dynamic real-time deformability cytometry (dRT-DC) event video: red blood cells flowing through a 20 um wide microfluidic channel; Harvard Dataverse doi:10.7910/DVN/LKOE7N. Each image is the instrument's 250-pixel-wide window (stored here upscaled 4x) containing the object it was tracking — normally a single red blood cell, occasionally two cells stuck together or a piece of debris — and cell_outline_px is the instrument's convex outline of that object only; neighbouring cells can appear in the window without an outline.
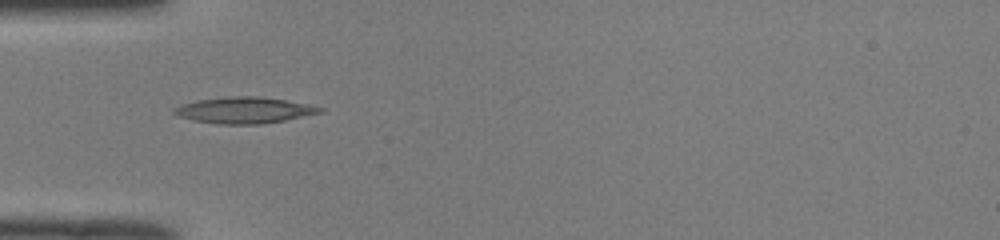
{"species": "common noctule bat (a hibernating species)", "species_latin": "Nyctalus noctula", "temperature_condition": "room temperature", "stored_images_in_passage": 35, "camera_frame_rate_fps": 3000, "um_per_image_px": 0.085, "animal": {"sex": "male", "body_mass_g": 19.0, "forearm_length_mm": 50.8}, "frame": {"image": 1, "passage_image": 1, "time_ms": 0.0, "image_size_px": [1000, 240], "cell_outline_px": [[324, 112], [284, 120], [260, 124], [216, 124], [192, 120], [180, 116], [172, 112], [172, 108], [180, 104], [196, 100], [228, 96], [256, 96], [284, 100], [324, 108]], "centroid_in_image_um": [20.69, 9.37], "position_along_channel_um": 64.3, "area_um2": 22.2}}
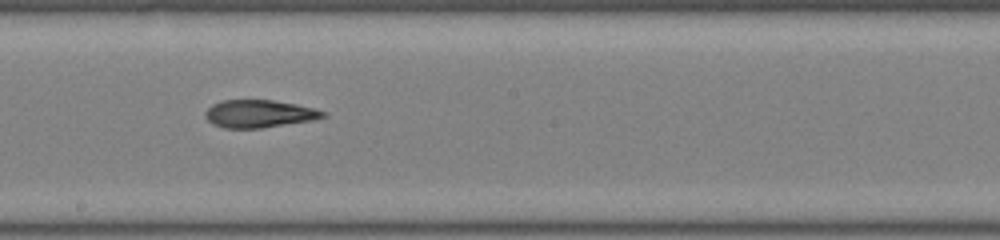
{"frame": {"image": 2, "passage_image": 13, "time_ms": 4.0, "image_size_px": [1000, 240], "cell_outline_px": [[328, 116], [312, 120], [260, 128], [224, 128], [212, 124], [204, 116], [204, 112], [212, 104], [220, 100], [272, 100], [296, 104], [328, 112]], "centroid_in_image_um": [22.01, 9.66], "position_along_channel_um": 226.2, "area_um2": 19.02}}
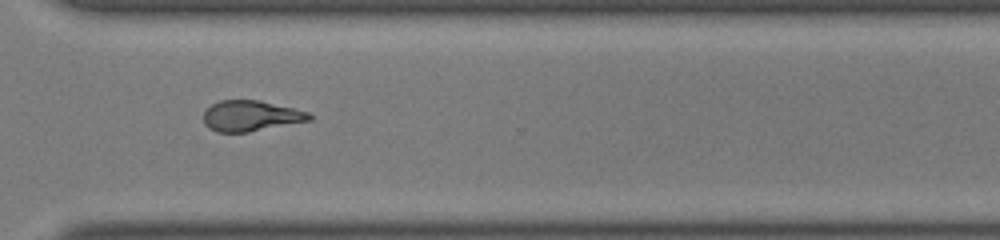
{"frame": {"image": 3, "passage_image": 22, "time_ms": 7.0, "image_size_px": [1000, 240], "cell_outline_px": [[312, 120], [248, 132], [216, 132], [208, 128], [204, 124], [204, 112], [212, 104], [220, 100], [260, 100], [308, 112], [312, 116]], "centroid_in_image_um": [21.3, 9.85], "position_along_channel_um": 349.3, "area_um2": 18.84}, "authors_computed_cell_mechanics": {"area_um2": 19.1896, "velocity_mm_per_s": 4.0878, "shape_relaxation_time_tau1_ms": null, "shape_relaxation_time_tau2_ms": 2.9628, "deformation_change_tau1": null, "deformation_change_tau2": 0.1269}}